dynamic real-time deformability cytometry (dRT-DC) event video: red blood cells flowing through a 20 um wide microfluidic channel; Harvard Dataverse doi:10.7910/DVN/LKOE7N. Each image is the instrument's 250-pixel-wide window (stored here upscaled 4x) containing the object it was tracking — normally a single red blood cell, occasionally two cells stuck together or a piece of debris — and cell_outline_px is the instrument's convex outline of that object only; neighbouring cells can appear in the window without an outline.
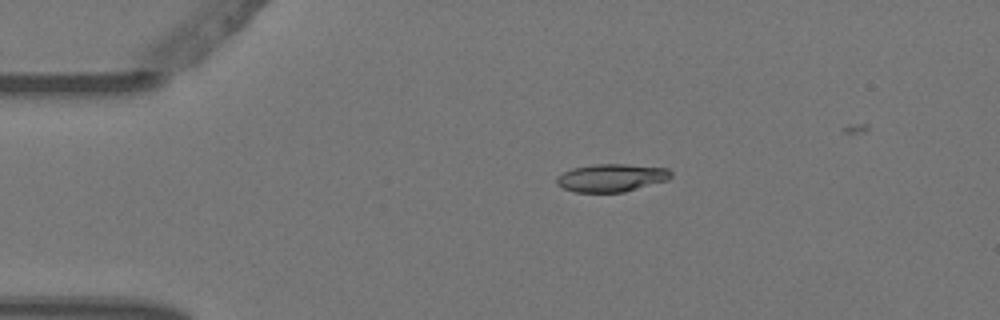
{"species": "Egyptian fruit bat (a non-hibernating species)", "species_latin": "Rousettus aegyptiacus", "temperature_condition": "warm", "stored_images_in_passage": 8, "camera_frame_rate_fps": 3000, "um_per_image_px": 0.085, "animal": {"sex": "female"}, "frame": {"image": 1, "passage_image": 3, "time_ms": 0.667, "image_size_px": [1000, 320], "cell_outline_px": [[672, 176], [668, 180], [624, 192], [576, 192], [564, 188], [556, 184], [556, 176], [572, 168], [596, 164], [628, 164], [668, 168], [672, 172]], "centroid_in_image_um": [51.99, 15.11], "position_along_channel_um": 33.0, "area_um2": 18.61}}
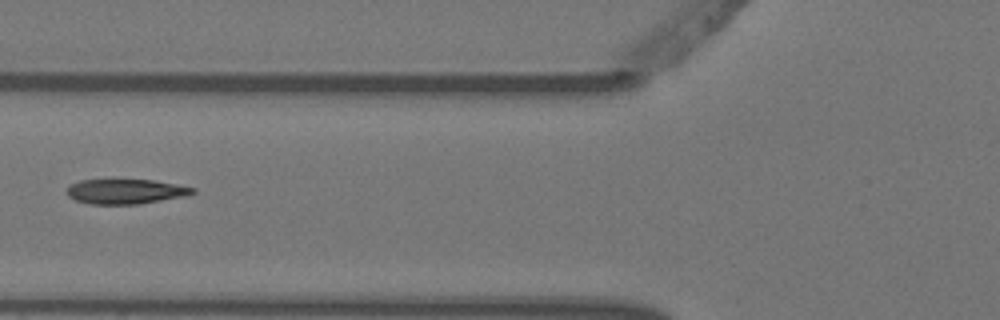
{"frame": {"image": 2, "passage_image": 5, "time_ms": 1.333, "image_size_px": [1000, 320], "cell_outline_px": [[196, 192], [188, 196], [140, 204], [88, 204], [76, 200], [68, 196], [64, 192], [72, 184], [80, 180], [152, 180], [196, 188]], "centroid_in_image_um": [10.69, 16.29], "position_along_channel_um": 115.1, "area_um2": 18.26}}
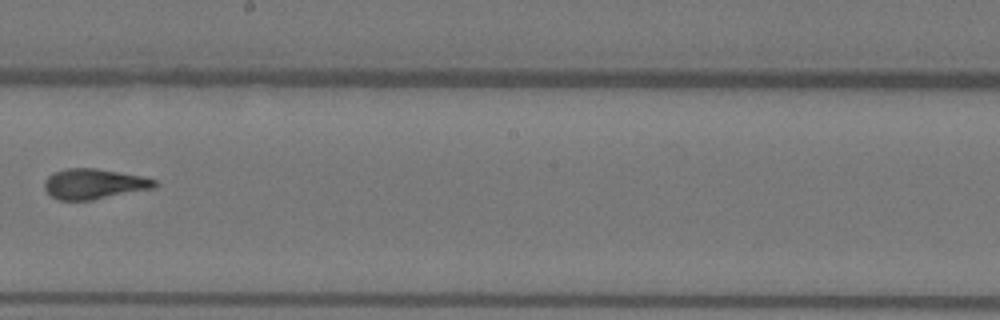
{"frame": {"image": 3, "passage_image": 8, "time_ms": 2.333, "image_size_px": [1000, 320], "cell_outline_px": [[156, 188], [92, 200], [60, 200], [52, 196], [44, 188], [44, 180], [52, 172], [68, 168], [96, 168], [140, 176], [156, 180]], "centroid_in_image_um": [7.97, 15.63], "position_along_channel_um": 240.2, "area_um2": 19.42}}